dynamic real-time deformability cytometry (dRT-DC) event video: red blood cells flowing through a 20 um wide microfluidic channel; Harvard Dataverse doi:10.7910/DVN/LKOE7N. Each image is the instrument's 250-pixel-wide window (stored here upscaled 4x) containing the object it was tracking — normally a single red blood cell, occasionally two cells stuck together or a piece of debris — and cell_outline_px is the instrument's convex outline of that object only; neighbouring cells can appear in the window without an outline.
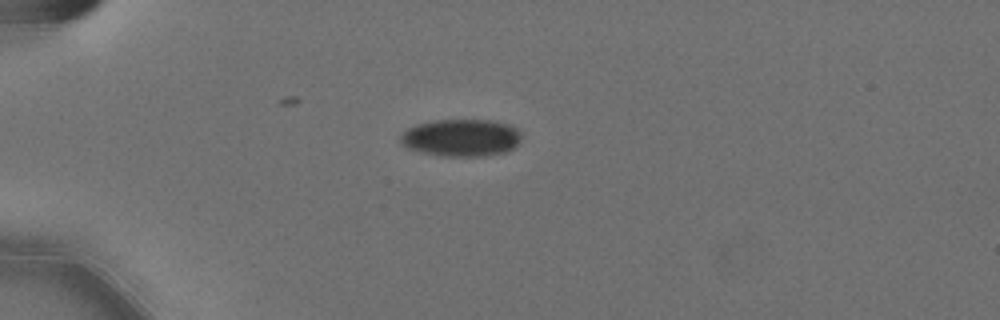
{"species": "Egyptian fruit bat (a non-hibernating species)", "species_latin": "Rousettus aegyptiacus", "temperature_condition": "cold", "stored_images_in_passage": 24, "camera_frame_rate_fps": 3000, "um_per_image_px": 0.085, "animal": {"sex": "female"}, "frame": {"image": 1, "passage_image": 1, "time_ms": 0.0, "image_size_px": [1000, 320], "cell_outline_px": [[520, 140], [512, 148], [504, 152], [484, 156], [440, 156], [420, 152], [404, 148], [400, 144], [400, 136], [408, 128], [416, 124], [436, 120], [492, 120], [508, 124], [516, 128], [520, 132]], "centroid_in_image_um": [39.15, 11.71], "position_along_channel_um": 45.9, "area_um2": 26.41}}
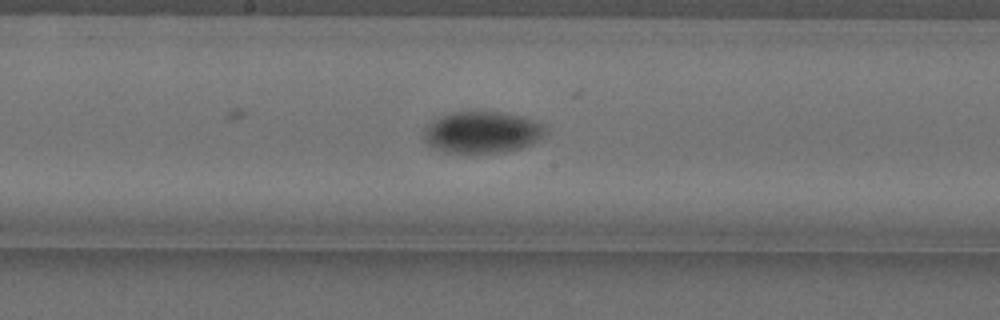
{"frame": {"image": 2, "passage_image": 17, "time_ms": 5.333, "image_size_px": [1000, 320], "cell_outline_px": [[548, 128], [532, 144], [520, 148], [504, 152], [444, 152], [432, 148], [424, 140], [424, 128], [432, 120], [452, 112], [504, 112], [524, 116], [544, 124]], "centroid_in_image_um": [40.97, 11.23], "position_along_channel_um": 207.2, "area_um2": 29.48}}
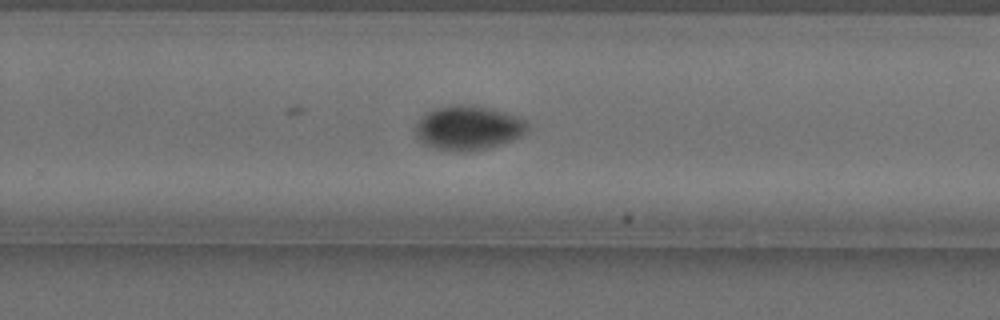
{"frame": {"image": 3, "passage_image": 24, "time_ms": 7.667, "image_size_px": [1000, 320], "cell_outline_px": [[528, 128], [520, 136], [512, 140], [488, 148], [464, 152], [452, 152], [436, 148], [424, 144], [416, 136], [416, 120], [420, 116], [436, 108], [448, 104], [468, 104], [492, 108], [528, 120]], "centroid_in_image_um": [39.78, 10.85], "position_along_channel_um": 290.0, "area_um2": 29.25}}